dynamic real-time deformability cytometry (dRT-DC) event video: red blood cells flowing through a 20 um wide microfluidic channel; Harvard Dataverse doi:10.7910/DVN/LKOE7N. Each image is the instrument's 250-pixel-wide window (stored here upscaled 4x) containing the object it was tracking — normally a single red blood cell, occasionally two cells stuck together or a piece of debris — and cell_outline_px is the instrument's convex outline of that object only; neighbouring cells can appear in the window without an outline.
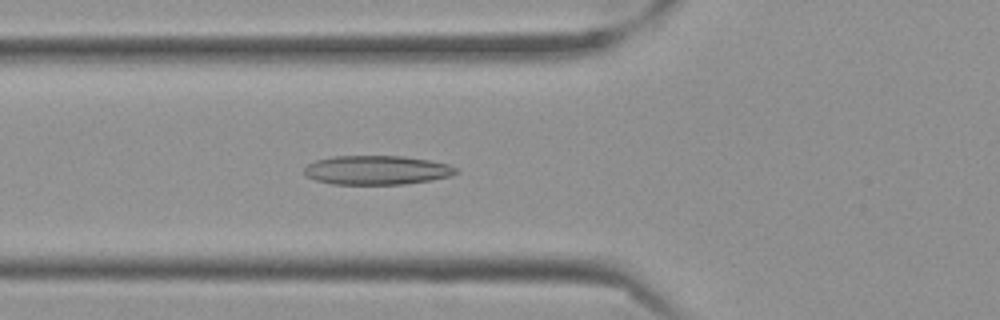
{"species": "Egyptian fruit bat (a non-hibernating species)", "species_latin": "Rousettus aegyptiacus", "temperature_condition": "cold", "stored_images_in_passage": 42, "camera_frame_rate_fps": 3000, "um_per_image_px": 0.085, "frame": {"image": 1, "passage_image": 13, "time_ms": 4.0, "image_size_px": [1000, 320], "cell_outline_px": [[460, 172], [452, 176], [432, 180], [404, 184], [332, 184], [316, 180], [304, 176], [304, 168], [308, 164], [316, 160], [332, 156], [404, 156], [428, 160], [448, 164], [456, 168]], "centroid_in_image_um": [32.03, 14.46], "position_along_channel_um": 93.8, "area_um2": 25.89}}
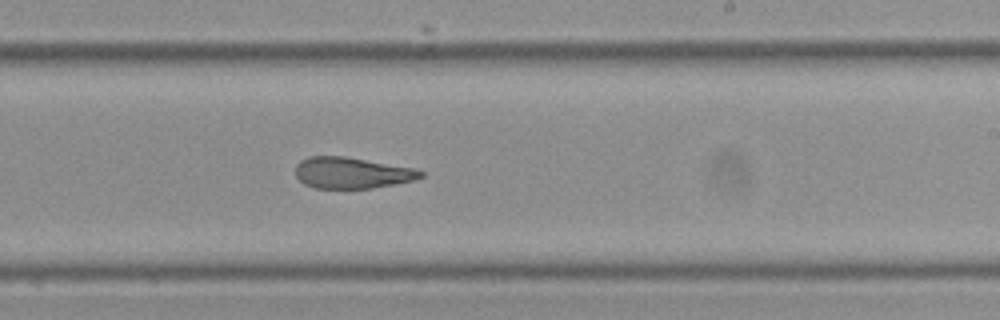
{"frame": {"image": 2, "passage_image": 27, "time_ms": 8.667, "image_size_px": [1000, 320], "cell_outline_px": [[424, 176], [412, 180], [396, 184], [372, 188], [312, 188], [304, 184], [296, 176], [296, 164], [300, 160], [308, 156], [344, 156], [412, 168], [424, 172]], "centroid_in_image_um": [29.86, 14.69], "position_along_channel_um": 259.1, "area_um2": 22.66}}
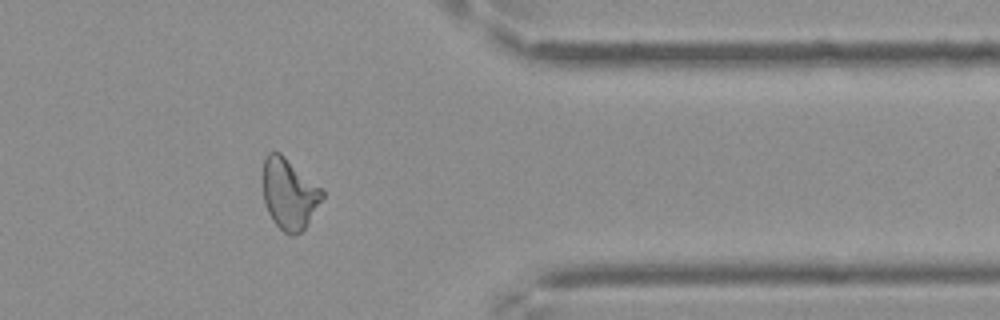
{"frame": {"image": 3, "passage_image": 39, "time_ms": 12.667, "image_size_px": [1000, 320], "cell_outline_px": [[324, 196], [304, 228], [300, 232], [292, 236], [284, 232], [272, 220], [264, 204], [264, 160], [268, 152], [280, 152], [320, 188], [324, 192]], "centroid_in_image_um": [24.56, 16.49], "position_along_channel_um": 386.8, "area_um2": 23.87}, "authors_computed_cell_mechanics": {"area_um2": 24.4494, "velocity_mm_per_s": 3.5193, "shape_relaxation_time_tau1_ms": 10.8341, "shape_relaxation_time_tau2_ms": 2.8916, "deformation_change_tau1": 0.23, "deformation_change_tau2": 0.1174}}